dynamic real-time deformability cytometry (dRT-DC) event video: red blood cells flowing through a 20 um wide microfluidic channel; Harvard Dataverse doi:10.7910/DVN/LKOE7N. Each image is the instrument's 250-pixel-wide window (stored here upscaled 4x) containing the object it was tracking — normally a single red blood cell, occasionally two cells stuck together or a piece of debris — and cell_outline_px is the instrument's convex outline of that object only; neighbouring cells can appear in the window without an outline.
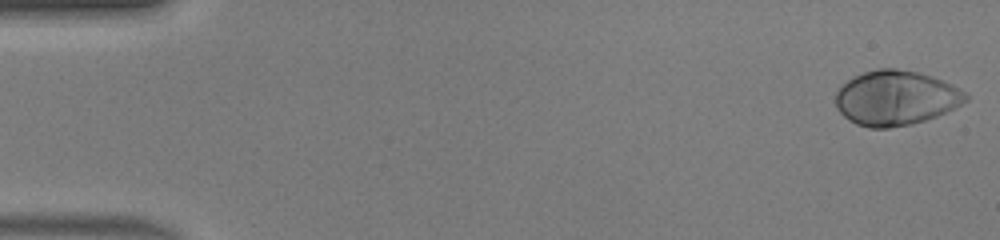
{"species": "human", "species_latin": "Homo sapiens", "temperature_condition": "warm", "stored_images_in_passage": 50, "camera_frame_rate_fps": 3000, "um_per_image_px": 0.085, "donor": {"sex": "male"}, "frame": {"image": 1, "passage_image": 1, "time_ms": 0.0, "image_size_px": [1000, 240], "cell_outline_px": [[968, 100], [936, 116], [912, 124], [888, 128], [868, 128], [856, 124], [848, 120], [836, 108], [836, 92], [852, 76], [864, 72], [880, 68], [896, 68], [916, 72], [952, 84], [960, 88], [968, 96]], "centroid_in_image_um": [76.11, 8.33], "position_along_channel_um": 8.9, "area_um2": 41.21}}
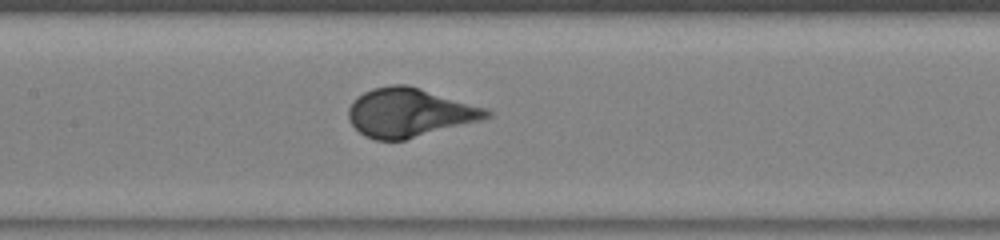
{"frame": {"image": 2, "passage_image": 24, "time_ms": 7.667, "image_size_px": [1000, 240], "cell_outline_px": [[492, 116], [480, 120], [404, 140], [376, 140], [364, 136], [348, 120], [348, 108], [352, 100], [364, 92], [372, 88], [392, 84], [408, 84], [484, 108], [492, 112]], "centroid_in_image_um": [34.75, 9.56], "position_along_channel_um": 172.7, "area_um2": 38.96}}
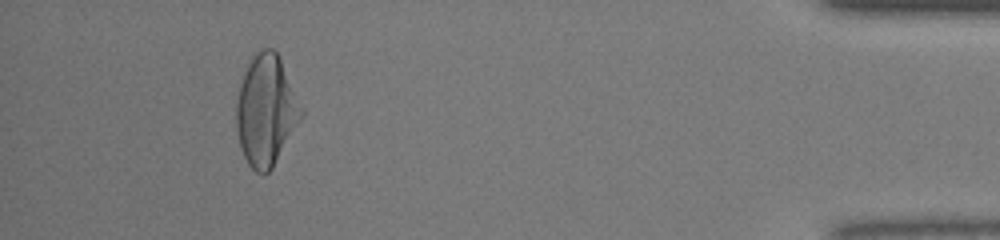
{"frame": {"image": 3, "passage_image": 46, "time_ms": 15.0, "image_size_px": [1000, 240], "cell_outline_px": [[304, 116], [272, 168], [264, 176], [256, 172], [248, 164], [240, 148], [236, 128], [236, 104], [240, 84], [244, 72], [252, 56], [260, 48], [272, 48], [280, 56], [304, 108]], "centroid_in_image_um": [22.64, 9.38], "position_along_channel_um": 412.6, "area_um2": 42.48}}